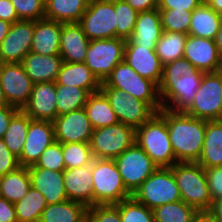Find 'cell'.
<instances>
[{"instance_id": "obj_17", "label": "cell", "mask_w": 222, "mask_h": 222, "mask_svg": "<svg viewBox=\"0 0 222 222\" xmlns=\"http://www.w3.org/2000/svg\"><path fill=\"white\" fill-rule=\"evenodd\" d=\"M55 142L53 122L34 120L29 117V126L23 151L18 158L20 166L34 165L42 152Z\"/></svg>"}, {"instance_id": "obj_52", "label": "cell", "mask_w": 222, "mask_h": 222, "mask_svg": "<svg viewBox=\"0 0 222 222\" xmlns=\"http://www.w3.org/2000/svg\"><path fill=\"white\" fill-rule=\"evenodd\" d=\"M135 11L143 12L158 8V0H124Z\"/></svg>"}, {"instance_id": "obj_18", "label": "cell", "mask_w": 222, "mask_h": 222, "mask_svg": "<svg viewBox=\"0 0 222 222\" xmlns=\"http://www.w3.org/2000/svg\"><path fill=\"white\" fill-rule=\"evenodd\" d=\"M183 57L203 73L222 70L217 47L212 39L188 35Z\"/></svg>"}, {"instance_id": "obj_59", "label": "cell", "mask_w": 222, "mask_h": 222, "mask_svg": "<svg viewBox=\"0 0 222 222\" xmlns=\"http://www.w3.org/2000/svg\"><path fill=\"white\" fill-rule=\"evenodd\" d=\"M200 5H206L209 6L213 0H198Z\"/></svg>"}, {"instance_id": "obj_44", "label": "cell", "mask_w": 222, "mask_h": 222, "mask_svg": "<svg viewBox=\"0 0 222 222\" xmlns=\"http://www.w3.org/2000/svg\"><path fill=\"white\" fill-rule=\"evenodd\" d=\"M19 20H41L45 18V0H11Z\"/></svg>"}, {"instance_id": "obj_48", "label": "cell", "mask_w": 222, "mask_h": 222, "mask_svg": "<svg viewBox=\"0 0 222 222\" xmlns=\"http://www.w3.org/2000/svg\"><path fill=\"white\" fill-rule=\"evenodd\" d=\"M200 5L198 0H158V9L193 11Z\"/></svg>"}, {"instance_id": "obj_49", "label": "cell", "mask_w": 222, "mask_h": 222, "mask_svg": "<svg viewBox=\"0 0 222 222\" xmlns=\"http://www.w3.org/2000/svg\"><path fill=\"white\" fill-rule=\"evenodd\" d=\"M0 222H18L14 203L0 197Z\"/></svg>"}, {"instance_id": "obj_13", "label": "cell", "mask_w": 222, "mask_h": 222, "mask_svg": "<svg viewBox=\"0 0 222 222\" xmlns=\"http://www.w3.org/2000/svg\"><path fill=\"white\" fill-rule=\"evenodd\" d=\"M119 122L133 127L135 130L147 122L156 111L147 103L118 88L101 87Z\"/></svg>"}, {"instance_id": "obj_14", "label": "cell", "mask_w": 222, "mask_h": 222, "mask_svg": "<svg viewBox=\"0 0 222 222\" xmlns=\"http://www.w3.org/2000/svg\"><path fill=\"white\" fill-rule=\"evenodd\" d=\"M33 85L21 63H0V86L8 105L22 110L31 96Z\"/></svg>"}, {"instance_id": "obj_34", "label": "cell", "mask_w": 222, "mask_h": 222, "mask_svg": "<svg viewBox=\"0 0 222 222\" xmlns=\"http://www.w3.org/2000/svg\"><path fill=\"white\" fill-rule=\"evenodd\" d=\"M187 36L179 32H162L155 51L163 66L183 57Z\"/></svg>"}, {"instance_id": "obj_41", "label": "cell", "mask_w": 222, "mask_h": 222, "mask_svg": "<svg viewBox=\"0 0 222 222\" xmlns=\"http://www.w3.org/2000/svg\"><path fill=\"white\" fill-rule=\"evenodd\" d=\"M115 205L119 209L121 222H155L153 210L138 202L133 196Z\"/></svg>"}, {"instance_id": "obj_16", "label": "cell", "mask_w": 222, "mask_h": 222, "mask_svg": "<svg viewBox=\"0 0 222 222\" xmlns=\"http://www.w3.org/2000/svg\"><path fill=\"white\" fill-rule=\"evenodd\" d=\"M53 125L57 142L90 143L93 127L84 108L57 116Z\"/></svg>"}, {"instance_id": "obj_51", "label": "cell", "mask_w": 222, "mask_h": 222, "mask_svg": "<svg viewBox=\"0 0 222 222\" xmlns=\"http://www.w3.org/2000/svg\"><path fill=\"white\" fill-rule=\"evenodd\" d=\"M19 111V109L13 106H5L0 108V138L4 137L8 129L11 118Z\"/></svg>"}, {"instance_id": "obj_61", "label": "cell", "mask_w": 222, "mask_h": 222, "mask_svg": "<svg viewBox=\"0 0 222 222\" xmlns=\"http://www.w3.org/2000/svg\"><path fill=\"white\" fill-rule=\"evenodd\" d=\"M219 15H220L221 23H222V11L219 12Z\"/></svg>"}, {"instance_id": "obj_12", "label": "cell", "mask_w": 222, "mask_h": 222, "mask_svg": "<svg viewBox=\"0 0 222 222\" xmlns=\"http://www.w3.org/2000/svg\"><path fill=\"white\" fill-rule=\"evenodd\" d=\"M78 23L89 40L116 37L115 0H90Z\"/></svg>"}, {"instance_id": "obj_30", "label": "cell", "mask_w": 222, "mask_h": 222, "mask_svg": "<svg viewBox=\"0 0 222 222\" xmlns=\"http://www.w3.org/2000/svg\"><path fill=\"white\" fill-rule=\"evenodd\" d=\"M84 109L93 129L114 125L119 122L108 98L101 90L88 96Z\"/></svg>"}, {"instance_id": "obj_39", "label": "cell", "mask_w": 222, "mask_h": 222, "mask_svg": "<svg viewBox=\"0 0 222 222\" xmlns=\"http://www.w3.org/2000/svg\"><path fill=\"white\" fill-rule=\"evenodd\" d=\"M65 168H78L89 165L94 157L89 143L71 142L61 143Z\"/></svg>"}, {"instance_id": "obj_19", "label": "cell", "mask_w": 222, "mask_h": 222, "mask_svg": "<svg viewBox=\"0 0 222 222\" xmlns=\"http://www.w3.org/2000/svg\"><path fill=\"white\" fill-rule=\"evenodd\" d=\"M56 103V82L36 83L22 111L31 119L53 122L57 117Z\"/></svg>"}, {"instance_id": "obj_32", "label": "cell", "mask_w": 222, "mask_h": 222, "mask_svg": "<svg viewBox=\"0 0 222 222\" xmlns=\"http://www.w3.org/2000/svg\"><path fill=\"white\" fill-rule=\"evenodd\" d=\"M31 187L28 167L20 166L15 171L0 177V197L16 203L21 200Z\"/></svg>"}, {"instance_id": "obj_6", "label": "cell", "mask_w": 222, "mask_h": 222, "mask_svg": "<svg viewBox=\"0 0 222 222\" xmlns=\"http://www.w3.org/2000/svg\"><path fill=\"white\" fill-rule=\"evenodd\" d=\"M93 206L118 204L131 197L113 159L92 162Z\"/></svg>"}, {"instance_id": "obj_42", "label": "cell", "mask_w": 222, "mask_h": 222, "mask_svg": "<svg viewBox=\"0 0 222 222\" xmlns=\"http://www.w3.org/2000/svg\"><path fill=\"white\" fill-rule=\"evenodd\" d=\"M162 30L189 34L192 12L188 10L159 9Z\"/></svg>"}, {"instance_id": "obj_37", "label": "cell", "mask_w": 222, "mask_h": 222, "mask_svg": "<svg viewBox=\"0 0 222 222\" xmlns=\"http://www.w3.org/2000/svg\"><path fill=\"white\" fill-rule=\"evenodd\" d=\"M89 95L86 89L56 84L57 116L84 108Z\"/></svg>"}, {"instance_id": "obj_53", "label": "cell", "mask_w": 222, "mask_h": 222, "mask_svg": "<svg viewBox=\"0 0 222 222\" xmlns=\"http://www.w3.org/2000/svg\"><path fill=\"white\" fill-rule=\"evenodd\" d=\"M209 213L215 218L217 222H222V198L212 202Z\"/></svg>"}, {"instance_id": "obj_25", "label": "cell", "mask_w": 222, "mask_h": 222, "mask_svg": "<svg viewBox=\"0 0 222 222\" xmlns=\"http://www.w3.org/2000/svg\"><path fill=\"white\" fill-rule=\"evenodd\" d=\"M21 64L34 84L55 82L63 64V59L57 55H41L29 52Z\"/></svg>"}, {"instance_id": "obj_33", "label": "cell", "mask_w": 222, "mask_h": 222, "mask_svg": "<svg viewBox=\"0 0 222 222\" xmlns=\"http://www.w3.org/2000/svg\"><path fill=\"white\" fill-rule=\"evenodd\" d=\"M86 212L87 208L83 204L68 199L58 204L47 205L39 222H78Z\"/></svg>"}, {"instance_id": "obj_5", "label": "cell", "mask_w": 222, "mask_h": 222, "mask_svg": "<svg viewBox=\"0 0 222 222\" xmlns=\"http://www.w3.org/2000/svg\"><path fill=\"white\" fill-rule=\"evenodd\" d=\"M101 87H112L122 90L124 93L147 102L156 112L163 106L159 94V86L142 76H140L124 60L120 62L102 82Z\"/></svg>"}, {"instance_id": "obj_23", "label": "cell", "mask_w": 222, "mask_h": 222, "mask_svg": "<svg viewBox=\"0 0 222 222\" xmlns=\"http://www.w3.org/2000/svg\"><path fill=\"white\" fill-rule=\"evenodd\" d=\"M89 43L79 23H62L59 55L63 62H85Z\"/></svg>"}, {"instance_id": "obj_27", "label": "cell", "mask_w": 222, "mask_h": 222, "mask_svg": "<svg viewBox=\"0 0 222 222\" xmlns=\"http://www.w3.org/2000/svg\"><path fill=\"white\" fill-rule=\"evenodd\" d=\"M55 82L86 89L90 94L99 91L102 84L84 62H63Z\"/></svg>"}, {"instance_id": "obj_55", "label": "cell", "mask_w": 222, "mask_h": 222, "mask_svg": "<svg viewBox=\"0 0 222 222\" xmlns=\"http://www.w3.org/2000/svg\"><path fill=\"white\" fill-rule=\"evenodd\" d=\"M214 42L217 47L219 59L222 63V23L220 24L219 30L216 33V36L214 38Z\"/></svg>"}, {"instance_id": "obj_36", "label": "cell", "mask_w": 222, "mask_h": 222, "mask_svg": "<svg viewBox=\"0 0 222 222\" xmlns=\"http://www.w3.org/2000/svg\"><path fill=\"white\" fill-rule=\"evenodd\" d=\"M29 126V116L22 110H19L10 120L8 129L4 134V142L17 158L20 157Z\"/></svg>"}, {"instance_id": "obj_15", "label": "cell", "mask_w": 222, "mask_h": 222, "mask_svg": "<svg viewBox=\"0 0 222 222\" xmlns=\"http://www.w3.org/2000/svg\"><path fill=\"white\" fill-rule=\"evenodd\" d=\"M33 33V20H19L13 23L0 45V63H21L30 52Z\"/></svg>"}, {"instance_id": "obj_1", "label": "cell", "mask_w": 222, "mask_h": 222, "mask_svg": "<svg viewBox=\"0 0 222 222\" xmlns=\"http://www.w3.org/2000/svg\"><path fill=\"white\" fill-rule=\"evenodd\" d=\"M203 74L184 57L164 65L159 85L163 108L185 111L194 100Z\"/></svg>"}, {"instance_id": "obj_24", "label": "cell", "mask_w": 222, "mask_h": 222, "mask_svg": "<svg viewBox=\"0 0 222 222\" xmlns=\"http://www.w3.org/2000/svg\"><path fill=\"white\" fill-rule=\"evenodd\" d=\"M162 32L161 16L158 8L139 12L133 33L126 40L125 45H140L155 49Z\"/></svg>"}, {"instance_id": "obj_54", "label": "cell", "mask_w": 222, "mask_h": 222, "mask_svg": "<svg viewBox=\"0 0 222 222\" xmlns=\"http://www.w3.org/2000/svg\"><path fill=\"white\" fill-rule=\"evenodd\" d=\"M193 222H217L209 211H201L196 214Z\"/></svg>"}, {"instance_id": "obj_7", "label": "cell", "mask_w": 222, "mask_h": 222, "mask_svg": "<svg viewBox=\"0 0 222 222\" xmlns=\"http://www.w3.org/2000/svg\"><path fill=\"white\" fill-rule=\"evenodd\" d=\"M132 196L152 210L182 200L171 167H158Z\"/></svg>"}, {"instance_id": "obj_10", "label": "cell", "mask_w": 222, "mask_h": 222, "mask_svg": "<svg viewBox=\"0 0 222 222\" xmlns=\"http://www.w3.org/2000/svg\"><path fill=\"white\" fill-rule=\"evenodd\" d=\"M125 42L118 37L90 40L84 63L101 83L123 61Z\"/></svg>"}, {"instance_id": "obj_40", "label": "cell", "mask_w": 222, "mask_h": 222, "mask_svg": "<svg viewBox=\"0 0 222 222\" xmlns=\"http://www.w3.org/2000/svg\"><path fill=\"white\" fill-rule=\"evenodd\" d=\"M116 37L128 40L135 28L138 12L124 0H115Z\"/></svg>"}, {"instance_id": "obj_2", "label": "cell", "mask_w": 222, "mask_h": 222, "mask_svg": "<svg viewBox=\"0 0 222 222\" xmlns=\"http://www.w3.org/2000/svg\"><path fill=\"white\" fill-rule=\"evenodd\" d=\"M176 162H197L203 149L206 121L184 111L162 108Z\"/></svg>"}, {"instance_id": "obj_20", "label": "cell", "mask_w": 222, "mask_h": 222, "mask_svg": "<svg viewBox=\"0 0 222 222\" xmlns=\"http://www.w3.org/2000/svg\"><path fill=\"white\" fill-rule=\"evenodd\" d=\"M140 76L155 82L158 86L163 77V64L155 49L140 45H125L124 59Z\"/></svg>"}, {"instance_id": "obj_4", "label": "cell", "mask_w": 222, "mask_h": 222, "mask_svg": "<svg viewBox=\"0 0 222 222\" xmlns=\"http://www.w3.org/2000/svg\"><path fill=\"white\" fill-rule=\"evenodd\" d=\"M135 142L158 167H172L177 163L170 143L166 119L159 112L136 129Z\"/></svg>"}, {"instance_id": "obj_57", "label": "cell", "mask_w": 222, "mask_h": 222, "mask_svg": "<svg viewBox=\"0 0 222 222\" xmlns=\"http://www.w3.org/2000/svg\"><path fill=\"white\" fill-rule=\"evenodd\" d=\"M215 12L219 13L222 11V0H213L209 5Z\"/></svg>"}, {"instance_id": "obj_58", "label": "cell", "mask_w": 222, "mask_h": 222, "mask_svg": "<svg viewBox=\"0 0 222 222\" xmlns=\"http://www.w3.org/2000/svg\"><path fill=\"white\" fill-rule=\"evenodd\" d=\"M5 106H9V105L5 97L4 91L1 89V86H0V108H4Z\"/></svg>"}, {"instance_id": "obj_3", "label": "cell", "mask_w": 222, "mask_h": 222, "mask_svg": "<svg viewBox=\"0 0 222 222\" xmlns=\"http://www.w3.org/2000/svg\"><path fill=\"white\" fill-rule=\"evenodd\" d=\"M171 170L182 201L198 212L209 211L212 199L205 169L197 162H177Z\"/></svg>"}, {"instance_id": "obj_46", "label": "cell", "mask_w": 222, "mask_h": 222, "mask_svg": "<svg viewBox=\"0 0 222 222\" xmlns=\"http://www.w3.org/2000/svg\"><path fill=\"white\" fill-rule=\"evenodd\" d=\"M212 202L222 198V166L205 168Z\"/></svg>"}, {"instance_id": "obj_43", "label": "cell", "mask_w": 222, "mask_h": 222, "mask_svg": "<svg viewBox=\"0 0 222 222\" xmlns=\"http://www.w3.org/2000/svg\"><path fill=\"white\" fill-rule=\"evenodd\" d=\"M31 166L54 171H64L66 168L63 159L62 144L57 141L53 142L42 152L37 162Z\"/></svg>"}, {"instance_id": "obj_29", "label": "cell", "mask_w": 222, "mask_h": 222, "mask_svg": "<svg viewBox=\"0 0 222 222\" xmlns=\"http://www.w3.org/2000/svg\"><path fill=\"white\" fill-rule=\"evenodd\" d=\"M90 0H46L45 19L60 23H78Z\"/></svg>"}, {"instance_id": "obj_56", "label": "cell", "mask_w": 222, "mask_h": 222, "mask_svg": "<svg viewBox=\"0 0 222 222\" xmlns=\"http://www.w3.org/2000/svg\"><path fill=\"white\" fill-rule=\"evenodd\" d=\"M11 26H12L11 23L0 19V45L1 42L4 40V38L6 37V35L8 34Z\"/></svg>"}, {"instance_id": "obj_31", "label": "cell", "mask_w": 222, "mask_h": 222, "mask_svg": "<svg viewBox=\"0 0 222 222\" xmlns=\"http://www.w3.org/2000/svg\"><path fill=\"white\" fill-rule=\"evenodd\" d=\"M220 24L219 13L215 12L210 6L199 5L192 11L188 35L214 40Z\"/></svg>"}, {"instance_id": "obj_47", "label": "cell", "mask_w": 222, "mask_h": 222, "mask_svg": "<svg viewBox=\"0 0 222 222\" xmlns=\"http://www.w3.org/2000/svg\"><path fill=\"white\" fill-rule=\"evenodd\" d=\"M18 167V158L11 153L4 139L0 138V177L15 171Z\"/></svg>"}, {"instance_id": "obj_60", "label": "cell", "mask_w": 222, "mask_h": 222, "mask_svg": "<svg viewBox=\"0 0 222 222\" xmlns=\"http://www.w3.org/2000/svg\"><path fill=\"white\" fill-rule=\"evenodd\" d=\"M78 222H91L90 221V218L87 216V215H85L83 218H81Z\"/></svg>"}, {"instance_id": "obj_9", "label": "cell", "mask_w": 222, "mask_h": 222, "mask_svg": "<svg viewBox=\"0 0 222 222\" xmlns=\"http://www.w3.org/2000/svg\"><path fill=\"white\" fill-rule=\"evenodd\" d=\"M136 130L118 122L93 129L90 148L96 159H114L135 143Z\"/></svg>"}, {"instance_id": "obj_8", "label": "cell", "mask_w": 222, "mask_h": 222, "mask_svg": "<svg viewBox=\"0 0 222 222\" xmlns=\"http://www.w3.org/2000/svg\"><path fill=\"white\" fill-rule=\"evenodd\" d=\"M184 112L207 121L222 119V70L203 74L194 100Z\"/></svg>"}, {"instance_id": "obj_26", "label": "cell", "mask_w": 222, "mask_h": 222, "mask_svg": "<svg viewBox=\"0 0 222 222\" xmlns=\"http://www.w3.org/2000/svg\"><path fill=\"white\" fill-rule=\"evenodd\" d=\"M61 27L62 23L45 18L34 21L30 52L44 56L59 54Z\"/></svg>"}, {"instance_id": "obj_21", "label": "cell", "mask_w": 222, "mask_h": 222, "mask_svg": "<svg viewBox=\"0 0 222 222\" xmlns=\"http://www.w3.org/2000/svg\"><path fill=\"white\" fill-rule=\"evenodd\" d=\"M64 187L67 198L83 204L86 208L93 206L92 163L63 171Z\"/></svg>"}, {"instance_id": "obj_11", "label": "cell", "mask_w": 222, "mask_h": 222, "mask_svg": "<svg viewBox=\"0 0 222 222\" xmlns=\"http://www.w3.org/2000/svg\"><path fill=\"white\" fill-rule=\"evenodd\" d=\"M113 160L126 190L131 195L158 168L136 142Z\"/></svg>"}, {"instance_id": "obj_38", "label": "cell", "mask_w": 222, "mask_h": 222, "mask_svg": "<svg viewBox=\"0 0 222 222\" xmlns=\"http://www.w3.org/2000/svg\"><path fill=\"white\" fill-rule=\"evenodd\" d=\"M198 211L184 201H175L153 209L155 222H193Z\"/></svg>"}, {"instance_id": "obj_45", "label": "cell", "mask_w": 222, "mask_h": 222, "mask_svg": "<svg viewBox=\"0 0 222 222\" xmlns=\"http://www.w3.org/2000/svg\"><path fill=\"white\" fill-rule=\"evenodd\" d=\"M86 215L91 222H121L120 212L115 204L94 205L87 208Z\"/></svg>"}, {"instance_id": "obj_28", "label": "cell", "mask_w": 222, "mask_h": 222, "mask_svg": "<svg viewBox=\"0 0 222 222\" xmlns=\"http://www.w3.org/2000/svg\"><path fill=\"white\" fill-rule=\"evenodd\" d=\"M197 163L204 169L222 166V119L206 121L203 149Z\"/></svg>"}, {"instance_id": "obj_22", "label": "cell", "mask_w": 222, "mask_h": 222, "mask_svg": "<svg viewBox=\"0 0 222 222\" xmlns=\"http://www.w3.org/2000/svg\"><path fill=\"white\" fill-rule=\"evenodd\" d=\"M28 172L31 186L45 197L47 205L68 200L64 187L63 171L29 166Z\"/></svg>"}, {"instance_id": "obj_35", "label": "cell", "mask_w": 222, "mask_h": 222, "mask_svg": "<svg viewBox=\"0 0 222 222\" xmlns=\"http://www.w3.org/2000/svg\"><path fill=\"white\" fill-rule=\"evenodd\" d=\"M14 207L18 222H39L47 203L45 197L31 186L27 194L14 203Z\"/></svg>"}, {"instance_id": "obj_50", "label": "cell", "mask_w": 222, "mask_h": 222, "mask_svg": "<svg viewBox=\"0 0 222 222\" xmlns=\"http://www.w3.org/2000/svg\"><path fill=\"white\" fill-rule=\"evenodd\" d=\"M0 19L11 24L19 21L11 0H0Z\"/></svg>"}]
</instances>
